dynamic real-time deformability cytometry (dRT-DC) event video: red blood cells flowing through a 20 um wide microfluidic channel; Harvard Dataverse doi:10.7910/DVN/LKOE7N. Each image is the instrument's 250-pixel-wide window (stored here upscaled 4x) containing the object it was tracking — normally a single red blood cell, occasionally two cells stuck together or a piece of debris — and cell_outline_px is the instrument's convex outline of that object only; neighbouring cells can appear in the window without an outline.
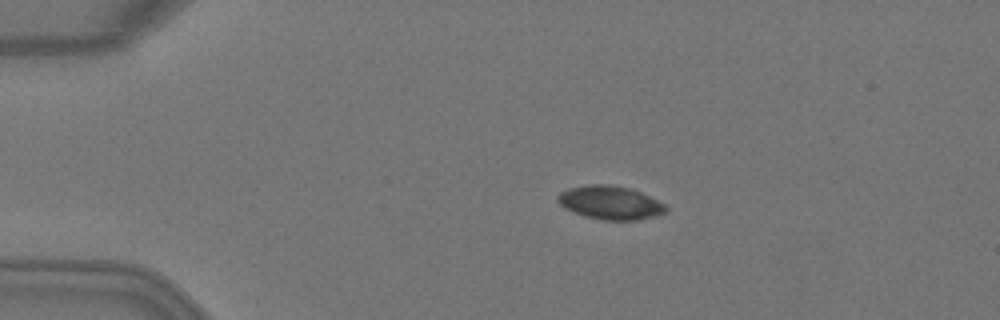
{"species": "Egyptian fruit bat (a non-hibernating species)", "species_latin": "Rousettus aegyptiacus", "temperature_condition": "warm", "stored_images_in_passage": 4, "camera_frame_rate_fps": 3000, "um_per_image_px": 0.085, "animal": {"sex": "female"}, "frame": {"image": 1, "passage_image": 3, "time_ms": 0.667, "image_size_px": [1000, 320], "cell_outline_px": [[668, 208], [664, 212], [656, 216], [636, 220], [600, 220], [584, 216], [572, 212], [564, 208], [556, 200], [556, 196], [560, 192], [568, 188], [588, 184], [608, 184], [628, 188], [640, 192], [664, 204]], "centroid_in_image_um": [51.81, 17.23], "position_along_channel_um": 33.2, "area_um2": 21.15}}